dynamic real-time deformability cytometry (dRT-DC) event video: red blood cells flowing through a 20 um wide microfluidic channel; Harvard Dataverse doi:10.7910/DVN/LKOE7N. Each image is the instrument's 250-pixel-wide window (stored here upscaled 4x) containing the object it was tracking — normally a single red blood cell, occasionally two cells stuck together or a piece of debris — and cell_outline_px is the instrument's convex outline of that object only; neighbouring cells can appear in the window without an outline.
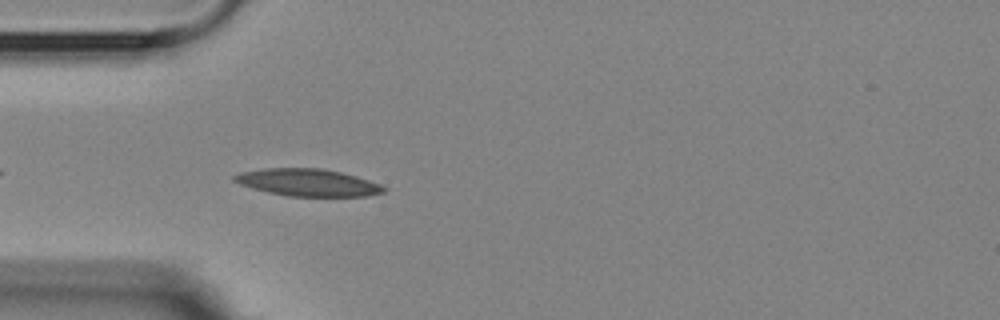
{"species": "Egyptian fruit bat (a non-hibernating species)", "species_latin": "Rousettus aegyptiacus", "temperature_condition": "room temperature", "stored_images_in_passage": 3, "camera_frame_rate_fps": 3000, "um_per_image_px": 0.085, "animal": {"sex": "female"}, "frame": {"image": 1, "passage_image": 3, "time_ms": 2.333, "image_size_px": [1000, 320], "cell_outline_px": [[388, 188], [384, 192], [368, 196], [288, 196], [268, 192], [252, 188], [240, 184], [232, 180], [232, 176], [240, 172], [264, 168], [320, 168], [340, 172], [356, 176], [380, 184]], "centroid_in_image_um": [26.15, 15.51], "position_along_channel_um": 58.8, "area_um2": 23.7}}